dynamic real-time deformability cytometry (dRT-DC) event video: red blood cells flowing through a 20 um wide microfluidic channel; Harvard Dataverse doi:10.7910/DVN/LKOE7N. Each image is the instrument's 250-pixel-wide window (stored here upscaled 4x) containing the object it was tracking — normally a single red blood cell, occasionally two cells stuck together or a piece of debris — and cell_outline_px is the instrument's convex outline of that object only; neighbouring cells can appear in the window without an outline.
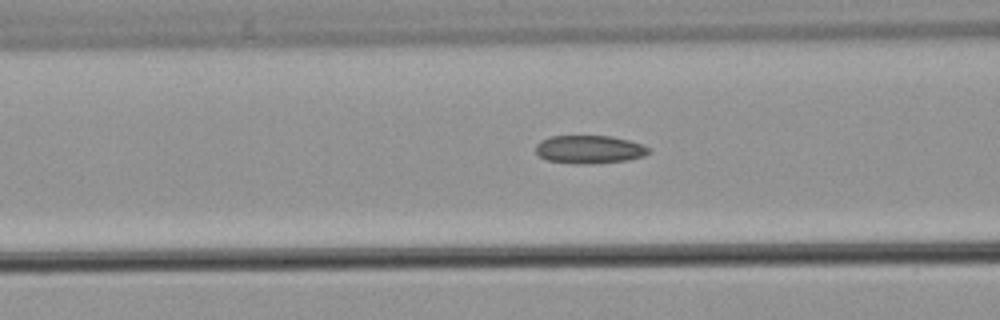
{"species": "common noctule bat (a hibernating species)", "species_latin": "Nyctalus noctula", "temperature_condition": "warm", "stored_images_in_passage": 6, "camera_frame_rate_fps": 3000, "um_per_image_px": 0.085, "animal": {"sex": "male", "body_mass_g": 21.5, "forearm_length_mm": 52.0}, "frame": {"image": 1, "passage_image": 6, "time_ms": 7.0, "image_size_px": [1000, 320], "cell_outline_px": [[652, 152], [644, 156], [628, 160], [592, 164], [572, 164], [548, 160], [540, 156], [536, 152], [536, 144], [540, 140], [548, 136], [612, 136], [628, 140], [652, 148]], "centroid_in_image_um": [50.11, 12.7], "position_along_channel_um": 116.5, "area_um2": 18.79}}